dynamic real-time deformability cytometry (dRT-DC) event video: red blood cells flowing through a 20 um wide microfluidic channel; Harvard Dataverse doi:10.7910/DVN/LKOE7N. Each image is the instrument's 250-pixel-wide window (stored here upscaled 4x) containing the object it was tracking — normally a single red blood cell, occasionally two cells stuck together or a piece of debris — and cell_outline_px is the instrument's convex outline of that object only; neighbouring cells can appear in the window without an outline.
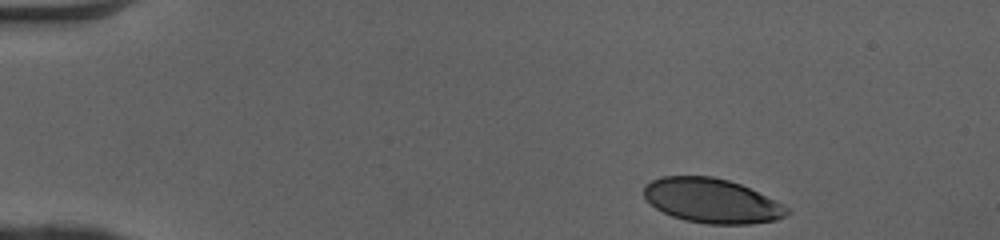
{"species": "human", "species_latin": "Homo sapiens", "temperature_condition": "cold", "stored_images_in_passage": 38, "camera_frame_rate_fps": 3000, "um_per_image_px": 0.085, "donor": {"sex": "female"}, "frame": {"image": 1, "passage_image": 1, "time_ms": 0.0, "image_size_px": [1000, 240], "cell_outline_px": [[792, 212], [776, 220], [752, 224], [708, 224], [684, 220], [672, 216], [656, 208], [644, 196], [644, 184], [660, 176], [712, 176], [728, 180], [740, 184], [776, 200], [788, 208]], "centroid_in_image_um": [60.51, 17.06], "position_along_channel_um": 24.5, "area_um2": 37.11}}
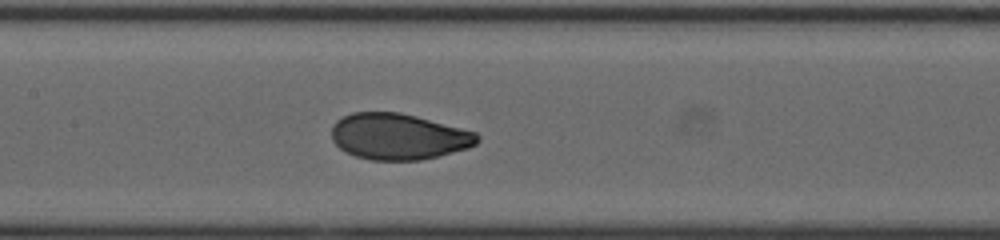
{"frame": {"image": 2, "passage_image": 19, "time_ms": 6.0, "image_size_px": [1000, 240], "cell_outline_px": [[480, 140], [476, 144], [468, 148], [420, 160], [372, 160], [356, 156], [344, 152], [332, 140], [332, 124], [336, 120], [352, 112], [400, 112], [416, 116], [476, 132], [480, 136]], "centroid_in_image_um": [33.85, 11.6], "position_along_channel_um": 173.5, "area_um2": 39.13}}
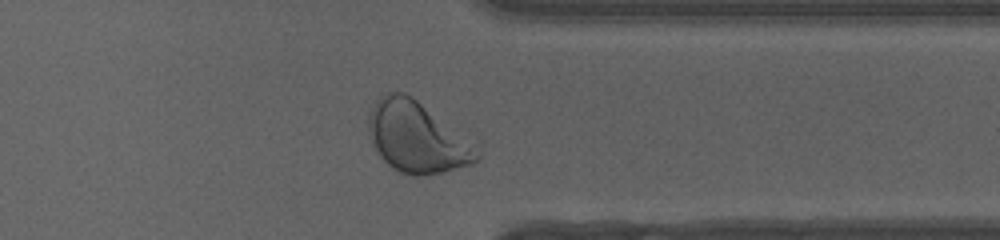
{"frame": {"image": 3, "passage_image": 34, "time_ms": 11.0, "image_size_px": [1000, 240], "cell_outline_px": [[480, 160], [472, 164], [444, 172], [420, 176], [412, 176], [400, 172], [392, 168], [380, 156], [372, 144], [368, 136], [368, 112], [376, 100], [380, 96], [388, 92], [404, 92], [412, 96], [472, 148], [480, 156]], "centroid_in_image_um": [35.28, 11.69], "position_along_channel_um": 376.1, "area_um2": 43.23}, "authors_computed_cell_mechanics": {"area_um2": 38.9572, "velocity_mm_per_s": 4.0811, "shape_relaxation_time_tau1_ms": 3.613, "shape_relaxation_time_tau2_ms": null, "deformation_change_tau1": 0.1529, "deformation_change_tau2": null}}